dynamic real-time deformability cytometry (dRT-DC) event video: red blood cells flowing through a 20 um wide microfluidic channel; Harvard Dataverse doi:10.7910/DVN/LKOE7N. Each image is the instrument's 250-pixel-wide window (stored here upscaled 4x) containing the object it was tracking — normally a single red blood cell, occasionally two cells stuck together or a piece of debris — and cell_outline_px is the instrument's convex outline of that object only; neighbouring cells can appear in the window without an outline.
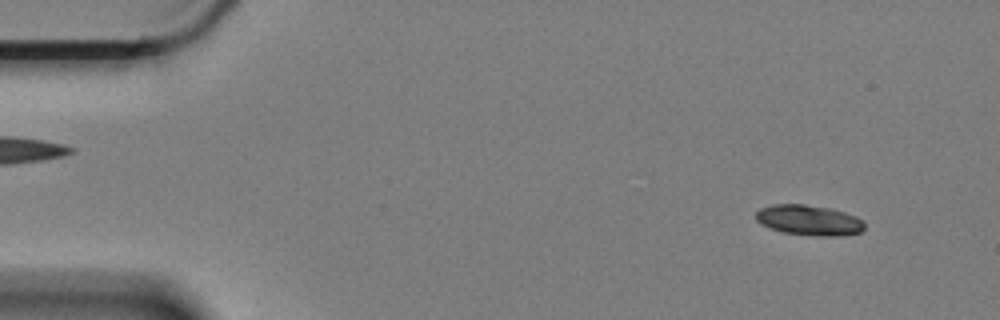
{"species": "Egyptian fruit bat (a non-hibernating species)", "species_latin": "Rousettus aegyptiacus", "temperature_condition": "cold", "stored_images_in_passage": 59, "camera_frame_rate_fps": 3000, "um_per_image_px": 0.085, "animal": {"sex": "female"}, "frame": {"image": 1, "passage_image": 5, "time_ms": 1.333, "image_size_px": [1000, 320], "cell_outline_px": [[864, 228], [860, 232], [836, 236], [820, 236], [784, 232], [772, 228], [756, 220], [756, 212], [760, 208], [772, 204], [804, 204], [828, 208], [844, 212], [856, 216], [864, 224]], "centroid_in_image_um": [68.76, 18.7], "position_along_channel_um": 16.2, "area_um2": 18.84}}
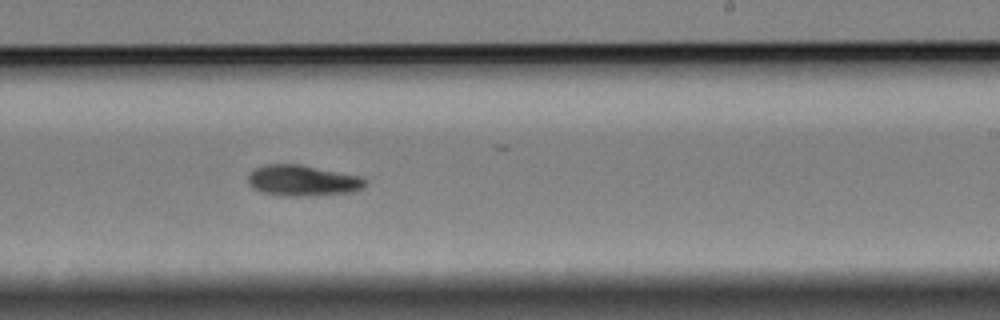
{"frame": {"image": 2, "passage_image": 36, "time_ms": 11.667, "image_size_px": [1000, 320], "cell_outline_px": [[364, 188], [356, 192], [308, 196], [288, 196], [264, 192], [252, 188], [248, 184], [248, 176], [256, 168], [268, 164], [300, 164], [356, 176], [364, 180]], "centroid_in_image_um": [25.7, 15.36], "position_along_channel_um": 263.3, "area_um2": 20.75}}
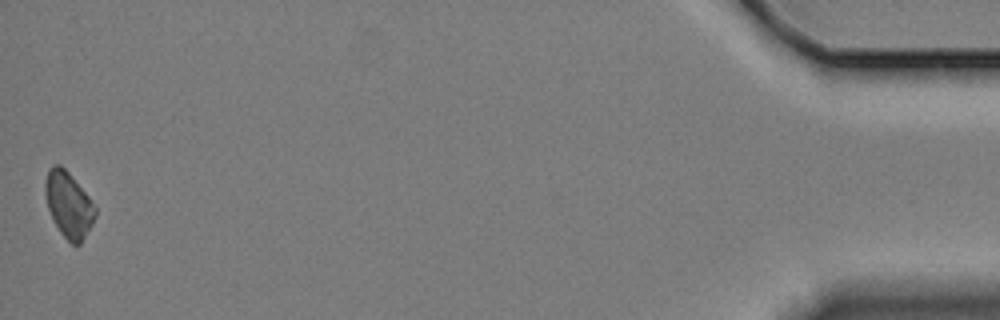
{"frame": {"image": 3, "passage_image": 59, "time_ms": 19.333, "image_size_px": [1000, 320], "cell_outline_px": [[96, 216], [92, 224], [80, 244], [72, 244], [60, 232], [48, 208], [44, 192], [44, 184], [48, 168], [52, 164], [60, 164], [68, 172], [88, 196], [96, 208]], "centroid_in_image_um": [5.81, 17.37], "position_along_channel_um": 429.4, "area_um2": 18.9}, "authors_computed_cell_mechanics": {"area_um2": 19.7676, "velocity_mm_per_s": 3.3488, "shape_relaxation_time_tau1_ms": 4.9393, "shape_relaxation_time_tau2_ms": null, "deformation_change_tau1": 0.1435, "deformation_change_tau2": null}}